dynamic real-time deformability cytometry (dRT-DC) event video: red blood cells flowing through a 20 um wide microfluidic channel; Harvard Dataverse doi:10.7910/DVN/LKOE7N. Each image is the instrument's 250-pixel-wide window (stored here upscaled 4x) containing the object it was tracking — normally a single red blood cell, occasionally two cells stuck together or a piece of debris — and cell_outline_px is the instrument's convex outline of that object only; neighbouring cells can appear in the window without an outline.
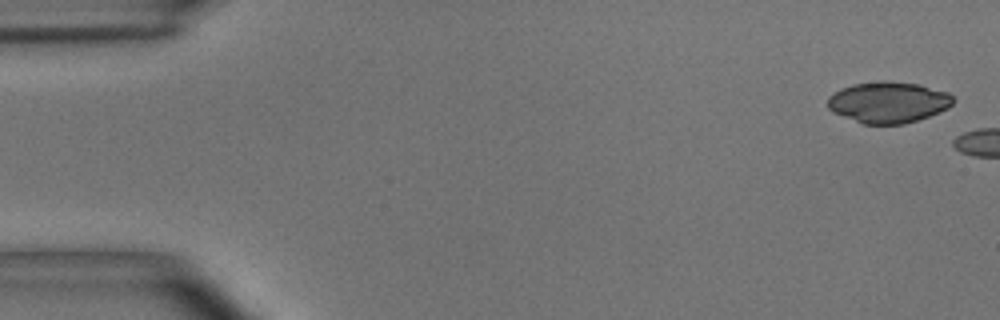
{"species": "common noctule bat (a hibernating species)", "species_latin": "Nyctalus noctula", "temperature_condition": "room temperature", "stored_images_in_passage": 2, "camera_frame_rate_fps": 3000, "um_per_image_px": 0.085, "animal": {"sex": "male", "body_mass_g": 15.6}, "frame": {"image": 1, "passage_image": 1, "time_ms": 0.0, "image_size_px": [1000, 320], "cell_outline_px": [[956, 100], [948, 108], [940, 112], [904, 124], [864, 124], [832, 112], [828, 108], [828, 96], [840, 88], [852, 84], [880, 80], [884, 80], [920, 84], [948, 92]], "centroid_in_image_um": [75.5, 8.68], "position_along_channel_um": 9.5, "area_um2": 30.35}}